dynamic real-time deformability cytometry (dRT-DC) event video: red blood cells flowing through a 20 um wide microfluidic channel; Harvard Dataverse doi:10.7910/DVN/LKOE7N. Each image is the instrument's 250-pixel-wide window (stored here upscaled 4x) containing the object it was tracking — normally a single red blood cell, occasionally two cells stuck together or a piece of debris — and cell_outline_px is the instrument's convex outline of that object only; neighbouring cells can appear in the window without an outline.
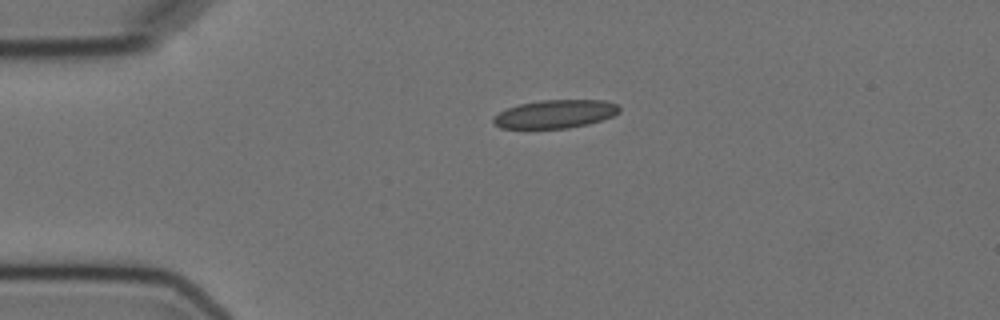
{"species": "Egyptian fruit bat (a non-hibernating species)", "species_latin": "Rousettus aegyptiacus", "temperature_condition": "cold", "stored_images_in_passage": 2, "camera_frame_rate_fps": 3000, "um_per_image_px": 0.085, "animal": {"sex": "female"}, "frame": {"image": 1, "passage_image": 1, "time_ms": 0.0, "image_size_px": [1000, 320], "cell_outline_px": [[620, 112], [612, 116], [588, 124], [568, 128], [500, 128], [492, 120], [500, 112], [508, 108], [520, 104], [540, 100], [604, 100], [616, 104], [620, 108]], "centroid_in_image_um": [47.22, 9.68], "position_along_channel_um": 37.8, "area_um2": 20.52}}